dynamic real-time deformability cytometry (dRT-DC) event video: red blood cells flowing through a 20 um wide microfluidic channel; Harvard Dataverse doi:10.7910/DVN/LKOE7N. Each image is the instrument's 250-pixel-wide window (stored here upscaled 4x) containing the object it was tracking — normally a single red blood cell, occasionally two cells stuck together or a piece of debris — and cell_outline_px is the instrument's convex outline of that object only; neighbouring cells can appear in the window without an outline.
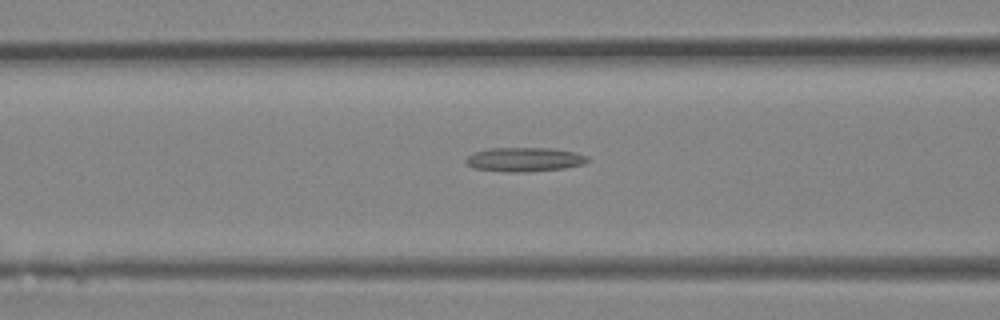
{"species": "Egyptian fruit bat (a non-hibernating species)", "species_latin": "Rousettus aegyptiacus", "temperature_condition": "room temperature", "stored_images_in_passage": 21, "camera_frame_rate_fps": 3000, "um_per_image_px": 0.085, "animal": {"sex": "female"}, "frame": {"image": 1, "passage_image": 6, "time_ms": 1.667, "image_size_px": [1000, 320], "cell_outline_px": [[588, 160], [584, 164], [564, 168], [528, 172], [508, 172], [472, 168], [464, 160], [472, 152], [488, 148], [552, 148], [572, 152], [588, 156]], "centroid_in_image_um": [44.53, 13.55], "position_along_channel_um": 122.1, "area_um2": 17.17}}
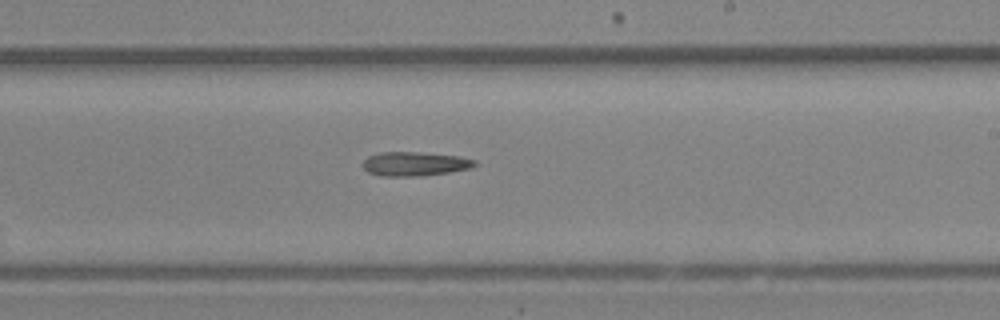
{"frame": {"image": 2, "passage_image": 13, "time_ms": 4.0, "image_size_px": [1000, 320], "cell_outline_px": [[476, 164], [472, 168], [448, 172], [420, 176], [380, 176], [368, 172], [364, 168], [364, 160], [368, 156], [380, 152], [416, 152], [460, 156], [476, 160]], "centroid_in_image_um": [35.26, 13.93], "position_along_channel_um": 253.7, "area_um2": 15.66}}
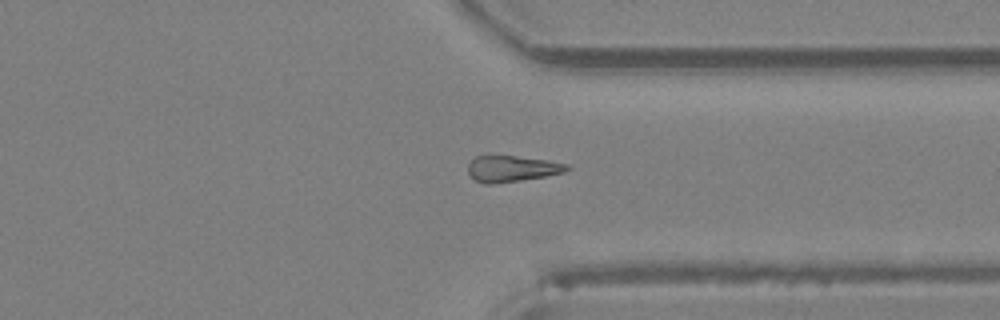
{"frame": {"image": 3, "passage_image": 19, "time_ms": 6.0, "image_size_px": [1000, 320], "cell_outline_px": [[572, 168], [564, 172], [544, 176], [520, 180], [492, 184], [484, 184], [476, 180], [468, 172], [468, 164], [476, 156], [516, 156], [548, 160], [568, 164]], "centroid_in_image_um": [43.53, 14.33], "position_along_channel_um": 367.9, "area_um2": 14.91}}